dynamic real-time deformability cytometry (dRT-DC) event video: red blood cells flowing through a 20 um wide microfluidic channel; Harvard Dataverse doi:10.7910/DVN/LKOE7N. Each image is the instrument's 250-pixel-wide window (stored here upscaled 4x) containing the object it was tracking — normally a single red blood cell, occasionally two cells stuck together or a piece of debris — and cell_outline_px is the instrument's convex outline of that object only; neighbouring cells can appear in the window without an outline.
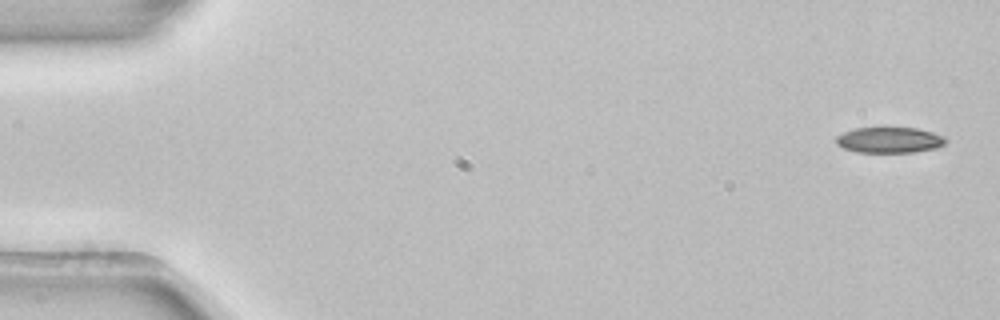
{"species": "common noctule bat (a hibernating species)", "species_latin": "Nyctalus noctula", "temperature_condition": "room temperature", "stored_images_in_passage": 3, "camera_frame_rate_fps": 3000, "um_per_image_px": 0.085, "animal": {"sex": "female", "body_mass_g": 22.7, "forearm_length_mm": 54.2}, "frame": {"image": 1, "passage_image": 1, "time_ms": 0.0, "image_size_px": [1000, 320], "cell_outline_px": [[948, 140], [944, 144], [936, 148], [916, 152], [856, 152], [844, 148], [836, 144], [836, 136], [844, 132], [856, 128], [876, 124], [884, 124], [916, 128], [932, 132], [944, 136]], "centroid_in_image_um": [75.59, 11.84], "position_along_channel_um": 9.4, "area_um2": 17.4}}